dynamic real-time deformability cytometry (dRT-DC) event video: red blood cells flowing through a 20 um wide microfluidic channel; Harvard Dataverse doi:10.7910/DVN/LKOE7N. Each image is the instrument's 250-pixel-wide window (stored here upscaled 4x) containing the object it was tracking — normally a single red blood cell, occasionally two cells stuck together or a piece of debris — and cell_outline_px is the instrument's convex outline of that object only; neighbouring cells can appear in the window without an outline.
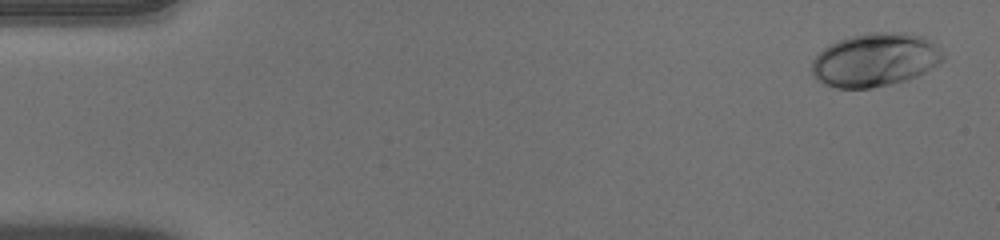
{"species": "human", "species_latin": "Homo sapiens", "temperature_condition": "warm", "stored_images_in_passage": 15, "camera_frame_rate_fps": 3000, "um_per_image_px": 0.085, "donor": {"sex": "male"}, "frame": {"image": 1, "passage_image": 2, "time_ms": 0.333, "image_size_px": [1000, 240], "cell_outline_px": [[944, 60], [940, 64], [916, 76], [892, 84], [872, 88], [836, 88], [824, 84], [812, 76], [812, 60], [828, 44], [852, 36], [868, 32], [908, 32], [924, 36], [944, 56]], "centroid_in_image_um": [74.36, 5.09], "position_along_channel_um": 10.6, "area_um2": 40.81}}